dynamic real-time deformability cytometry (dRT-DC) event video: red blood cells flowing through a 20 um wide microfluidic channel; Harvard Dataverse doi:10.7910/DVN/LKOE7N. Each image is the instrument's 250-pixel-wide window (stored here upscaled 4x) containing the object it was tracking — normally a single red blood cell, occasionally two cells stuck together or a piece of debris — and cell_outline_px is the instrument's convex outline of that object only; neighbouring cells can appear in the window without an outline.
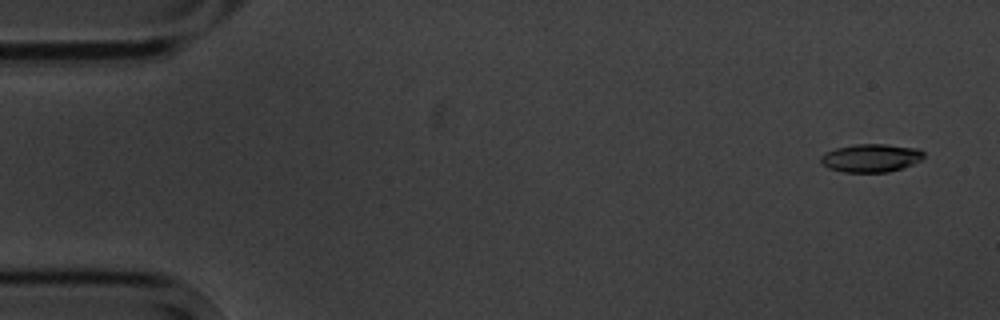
{"species": "common noctule bat (a hibernating species)", "species_latin": "Nyctalus noctula", "temperature_condition": "cold", "stored_images_in_passage": 4, "camera_frame_rate_fps": 3000, "um_per_image_px": 0.085, "animal": {"sex": "male", "body_mass_g": 20.1, "forearm_length_mm": 53.5}, "frame": {"image": 1, "passage_image": 1, "time_ms": 0.0, "image_size_px": [1000, 320], "cell_outline_px": [[924, 156], [920, 160], [904, 168], [888, 172], [844, 172], [828, 168], [820, 160], [820, 156], [824, 152], [836, 148], [856, 144], [884, 144], [916, 148], [924, 152]], "centroid_in_image_um": [74.02, 13.43], "position_along_channel_um": 11.0, "area_um2": 16.88}}
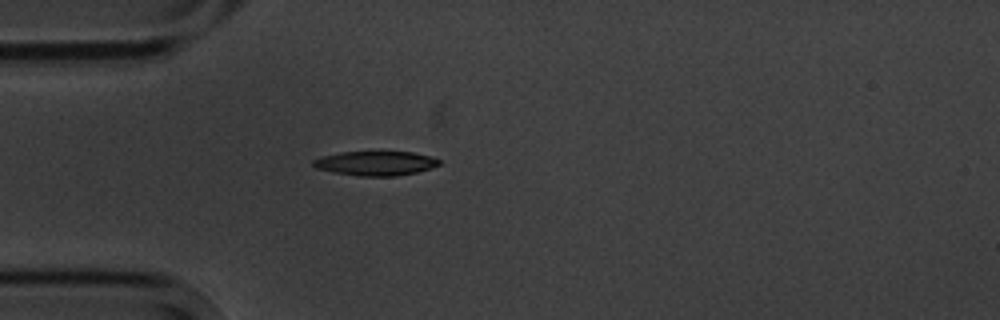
{"frame": {"image": 2, "passage_image": 4, "time_ms": 4.333, "image_size_px": [1000, 320], "cell_outline_px": [[440, 164], [432, 168], [416, 172], [396, 176], [356, 176], [332, 172], [316, 168], [312, 164], [312, 160], [320, 156], [340, 152], [412, 152], [432, 156], [440, 160]], "centroid_in_image_um": [31.91, 13.88], "position_along_channel_um": 53.1, "area_um2": 18.03}}